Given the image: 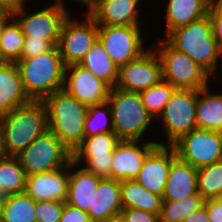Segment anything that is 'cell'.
Segmentation results:
<instances>
[{
	"label": "cell",
	"mask_w": 222,
	"mask_h": 222,
	"mask_svg": "<svg viewBox=\"0 0 222 222\" xmlns=\"http://www.w3.org/2000/svg\"><path fill=\"white\" fill-rule=\"evenodd\" d=\"M9 157L6 147L2 121L0 119V160Z\"/></svg>",
	"instance_id": "f6af8a7d"
},
{
	"label": "cell",
	"mask_w": 222,
	"mask_h": 222,
	"mask_svg": "<svg viewBox=\"0 0 222 222\" xmlns=\"http://www.w3.org/2000/svg\"><path fill=\"white\" fill-rule=\"evenodd\" d=\"M141 26H98V39L118 66L134 61L149 48Z\"/></svg>",
	"instance_id": "30bf717a"
},
{
	"label": "cell",
	"mask_w": 222,
	"mask_h": 222,
	"mask_svg": "<svg viewBox=\"0 0 222 222\" xmlns=\"http://www.w3.org/2000/svg\"><path fill=\"white\" fill-rule=\"evenodd\" d=\"M21 26L13 18L4 28L0 41V62H17L21 59L24 44Z\"/></svg>",
	"instance_id": "4dcf8cb0"
},
{
	"label": "cell",
	"mask_w": 222,
	"mask_h": 222,
	"mask_svg": "<svg viewBox=\"0 0 222 222\" xmlns=\"http://www.w3.org/2000/svg\"><path fill=\"white\" fill-rule=\"evenodd\" d=\"M100 180L81 165L71 161L69 163V181L65 203L87 212L89 206H92L94 192Z\"/></svg>",
	"instance_id": "d6986e66"
},
{
	"label": "cell",
	"mask_w": 222,
	"mask_h": 222,
	"mask_svg": "<svg viewBox=\"0 0 222 222\" xmlns=\"http://www.w3.org/2000/svg\"><path fill=\"white\" fill-rule=\"evenodd\" d=\"M107 102L110 105L114 133L121 140L143 141L155 121L145 108L141 96L119 88H112ZM152 125V126H151ZM148 131V132H147Z\"/></svg>",
	"instance_id": "5b68a950"
},
{
	"label": "cell",
	"mask_w": 222,
	"mask_h": 222,
	"mask_svg": "<svg viewBox=\"0 0 222 222\" xmlns=\"http://www.w3.org/2000/svg\"><path fill=\"white\" fill-rule=\"evenodd\" d=\"M83 19L72 14L64 21L57 48L65 66L79 64L98 40V25L87 13Z\"/></svg>",
	"instance_id": "8fae6325"
},
{
	"label": "cell",
	"mask_w": 222,
	"mask_h": 222,
	"mask_svg": "<svg viewBox=\"0 0 222 222\" xmlns=\"http://www.w3.org/2000/svg\"><path fill=\"white\" fill-rule=\"evenodd\" d=\"M55 1V2H54ZM50 5H41V9L28 12L25 3H20L14 9V19L21 26L24 37L36 40H47L57 46L64 21L71 14L68 8L56 0ZM47 6V7H46Z\"/></svg>",
	"instance_id": "ba28073f"
},
{
	"label": "cell",
	"mask_w": 222,
	"mask_h": 222,
	"mask_svg": "<svg viewBox=\"0 0 222 222\" xmlns=\"http://www.w3.org/2000/svg\"><path fill=\"white\" fill-rule=\"evenodd\" d=\"M162 63L163 80L176 89L200 90L213 78L191 57L173 48L164 38L151 45Z\"/></svg>",
	"instance_id": "8992f818"
},
{
	"label": "cell",
	"mask_w": 222,
	"mask_h": 222,
	"mask_svg": "<svg viewBox=\"0 0 222 222\" xmlns=\"http://www.w3.org/2000/svg\"><path fill=\"white\" fill-rule=\"evenodd\" d=\"M63 89L86 106L107 102L111 87L79 64L65 67Z\"/></svg>",
	"instance_id": "5bb4252c"
},
{
	"label": "cell",
	"mask_w": 222,
	"mask_h": 222,
	"mask_svg": "<svg viewBox=\"0 0 222 222\" xmlns=\"http://www.w3.org/2000/svg\"><path fill=\"white\" fill-rule=\"evenodd\" d=\"M18 4H20V3H26L25 1H27V0H15Z\"/></svg>",
	"instance_id": "f907efd6"
},
{
	"label": "cell",
	"mask_w": 222,
	"mask_h": 222,
	"mask_svg": "<svg viewBox=\"0 0 222 222\" xmlns=\"http://www.w3.org/2000/svg\"><path fill=\"white\" fill-rule=\"evenodd\" d=\"M210 222H222V197L204 200Z\"/></svg>",
	"instance_id": "60d3db41"
},
{
	"label": "cell",
	"mask_w": 222,
	"mask_h": 222,
	"mask_svg": "<svg viewBox=\"0 0 222 222\" xmlns=\"http://www.w3.org/2000/svg\"><path fill=\"white\" fill-rule=\"evenodd\" d=\"M113 153L101 156H72V161L82 165L88 171L100 179H109Z\"/></svg>",
	"instance_id": "e575fe53"
},
{
	"label": "cell",
	"mask_w": 222,
	"mask_h": 222,
	"mask_svg": "<svg viewBox=\"0 0 222 222\" xmlns=\"http://www.w3.org/2000/svg\"><path fill=\"white\" fill-rule=\"evenodd\" d=\"M197 191L204 200L222 197V160L197 169Z\"/></svg>",
	"instance_id": "f1b7e54d"
},
{
	"label": "cell",
	"mask_w": 222,
	"mask_h": 222,
	"mask_svg": "<svg viewBox=\"0 0 222 222\" xmlns=\"http://www.w3.org/2000/svg\"><path fill=\"white\" fill-rule=\"evenodd\" d=\"M162 38L176 50L191 57L213 77L212 80L220 76L217 73L218 68L222 70V53L213 36L209 15L172 30Z\"/></svg>",
	"instance_id": "6da1fadb"
},
{
	"label": "cell",
	"mask_w": 222,
	"mask_h": 222,
	"mask_svg": "<svg viewBox=\"0 0 222 222\" xmlns=\"http://www.w3.org/2000/svg\"><path fill=\"white\" fill-rule=\"evenodd\" d=\"M210 87L197 90L196 126L222 132V90L213 92Z\"/></svg>",
	"instance_id": "cb8c5ba5"
},
{
	"label": "cell",
	"mask_w": 222,
	"mask_h": 222,
	"mask_svg": "<svg viewBox=\"0 0 222 222\" xmlns=\"http://www.w3.org/2000/svg\"><path fill=\"white\" fill-rule=\"evenodd\" d=\"M59 222H92L86 211L64 203Z\"/></svg>",
	"instance_id": "ab89813d"
},
{
	"label": "cell",
	"mask_w": 222,
	"mask_h": 222,
	"mask_svg": "<svg viewBox=\"0 0 222 222\" xmlns=\"http://www.w3.org/2000/svg\"><path fill=\"white\" fill-rule=\"evenodd\" d=\"M69 181V164L49 172L27 175L24 192L35 202H66Z\"/></svg>",
	"instance_id": "e0dca14e"
},
{
	"label": "cell",
	"mask_w": 222,
	"mask_h": 222,
	"mask_svg": "<svg viewBox=\"0 0 222 222\" xmlns=\"http://www.w3.org/2000/svg\"><path fill=\"white\" fill-rule=\"evenodd\" d=\"M43 103L47 111L49 130L73 153L85 136L84 123L88 106L64 89L50 94Z\"/></svg>",
	"instance_id": "3957f363"
},
{
	"label": "cell",
	"mask_w": 222,
	"mask_h": 222,
	"mask_svg": "<svg viewBox=\"0 0 222 222\" xmlns=\"http://www.w3.org/2000/svg\"><path fill=\"white\" fill-rule=\"evenodd\" d=\"M79 65L92 72L111 88L116 86L119 67L109 57L99 39L93 44Z\"/></svg>",
	"instance_id": "d4e9b609"
},
{
	"label": "cell",
	"mask_w": 222,
	"mask_h": 222,
	"mask_svg": "<svg viewBox=\"0 0 222 222\" xmlns=\"http://www.w3.org/2000/svg\"><path fill=\"white\" fill-rule=\"evenodd\" d=\"M197 192V169L176 157L171 163L162 199L175 201Z\"/></svg>",
	"instance_id": "603a6c76"
},
{
	"label": "cell",
	"mask_w": 222,
	"mask_h": 222,
	"mask_svg": "<svg viewBox=\"0 0 222 222\" xmlns=\"http://www.w3.org/2000/svg\"><path fill=\"white\" fill-rule=\"evenodd\" d=\"M15 157L26 175H33L67 166L72 161V152L53 132L47 130Z\"/></svg>",
	"instance_id": "9c48e42d"
},
{
	"label": "cell",
	"mask_w": 222,
	"mask_h": 222,
	"mask_svg": "<svg viewBox=\"0 0 222 222\" xmlns=\"http://www.w3.org/2000/svg\"><path fill=\"white\" fill-rule=\"evenodd\" d=\"M121 139L114 132L84 136L72 156H101L113 153Z\"/></svg>",
	"instance_id": "1f68e13d"
},
{
	"label": "cell",
	"mask_w": 222,
	"mask_h": 222,
	"mask_svg": "<svg viewBox=\"0 0 222 222\" xmlns=\"http://www.w3.org/2000/svg\"><path fill=\"white\" fill-rule=\"evenodd\" d=\"M175 89L170 83L162 80L139 93L145 108L153 119L156 120L160 116Z\"/></svg>",
	"instance_id": "d6a6232c"
},
{
	"label": "cell",
	"mask_w": 222,
	"mask_h": 222,
	"mask_svg": "<svg viewBox=\"0 0 222 222\" xmlns=\"http://www.w3.org/2000/svg\"><path fill=\"white\" fill-rule=\"evenodd\" d=\"M26 177L15 156L0 160V186L7 195L24 192Z\"/></svg>",
	"instance_id": "f546056e"
},
{
	"label": "cell",
	"mask_w": 222,
	"mask_h": 222,
	"mask_svg": "<svg viewBox=\"0 0 222 222\" xmlns=\"http://www.w3.org/2000/svg\"><path fill=\"white\" fill-rule=\"evenodd\" d=\"M31 100L26 95L15 62H0V116Z\"/></svg>",
	"instance_id": "ffe728a7"
},
{
	"label": "cell",
	"mask_w": 222,
	"mask_h": 222,
	"mask_svg": "<svg viewBox=\"0 0 222 222\" xmlns=\"http://www.w3.org/2000/svg\"><path fill=\"white\" fill-rule=\"evenodd\" d=\"M149 46L139 58L119 67L116 88L140 93L163 80L161 60L151 44Z\"/></svg>",
	"instance_id": "4fadbf2b"
},
{
	"label": "cell",
	"mask_w": 222,
	"mask_h": 222,
	"mask_svg": "<svg viewBox=\"0 0 222 222\" xmlns=\"http://www.w3.org/2000/svg\"><path fill=\"white\" fill-rule=\"evenodd\" d=\"M84 131L85 136L114 132L112 112L108 102L88 107Z\"/></svg>",
	"instance_id": "836d02e7"
},
{
	"label": "cell",
	"mask_w": 222,
	"mask_h": 222,
	"mask_svg": "<svg viewBox=\"0 0 222 222\" xmlns=\"http://www.w3.org/2000/svg\"><path fill=\"white\" fill-rule=\"evenodd\" d=\"M104 222H126V221H125L123 215L120 213V214L109 217Z\"/></svg>",
	"instance_id": "7dc6e473"
},
{
	"label": "cell",
	"mask_w": 222,
	"mask_h": 222,
	"mask_svg": "<svg viewBox=\"0 0 222 222\" xmlns=\"http://www.w3.org/2000/svg\"><path fill=\"white\" fill-rule=\"evenodd\" d=\"M26 95L32 101H43L63 89L65 64L57 46L38 56L16 62Z\"/></svg>",
	"instance_id": "7a4b0ae2"
},
{
	"label": "cell",
	"mask_w": 222,
	"mask_h": 222,
	"mask_svg": "<svg viewBox=\"0 0 222 222\" xmlns=\"http://www.w3.org/2000/svg\"><path fill=\"white\" fill-rule=\"evenodd\" d=\"M5 147L9 156H16L48 127L47 111L43 101H30L1 116Z\"/></svg>",
	"instance_id": "277c9868"
},
{
	"label": "cell",
	"mask_w": 222,
	"mask_h": 222,
	"mask_svg": "<svg viewBox=\"0 0 222 222\" xmlns=\"http://www.w3.org/2000/svg\"><path fill=\"white\" fill-rule=\"evenodd\" d=\"M58 3H60L61 5H63L65 8H67V1L69 0H56ZM73 3H77V4H81V7L83 6V9L85 7L87 11H85L87 14L90 13V11L98 4L99 0H70ZM85 6V7H84Z\"/></svg>",
	"instance_id": "ee69618b"
},
{
	"label": "cell",
	"mask_w": 222,
	"mask_h": 222,
	"mask_svg": "<svg viewBox=\"0 0 222 222\" xmlns=\"http://www.w3.org/2000/svg\"><path fill=\"white\" fill-rule=\"evenodd\" d=\"M94 194L92 206L87 211L92 222H104L121 213L123 207L119 180L101 179Z\"/></svg>",
	"instance_id": "44dd1931"
},
{
	"label": "cell",
	"mask_w": 222,
	"mask_h": 222,
	"mask_svg": "<svg viewBox=\"0 0 222 222\" xmlns=\"http://www.w3.org/2000/svg\"><path fill=\"white\" fill-rule=\"evenodd\" d=\"M14 18V10L0 7V41L4 28Z\"/></svg>",
	"instance_id": "7bdbcfd3"
},
{
	"label": "cell",
	"mask_w": 222,
	"mask_h": 222,
	"mask_svg": "<svg viewBox=\"0 0 222 222\" xmlns=\"http://www.w3.org/2000/svg\"><path fill=\"white\" fill-rule=\"evenodd\" d=\"M0 222H37L35 201L25 192L8 195Z\"/></svg>",
	"instance_id": "4316f807"
},
{
	"label": "cell",
	"mask_w": 222,
	"mask_h": 222,
	"mask_svg": "<svg viewBox=\"0 0 222 222\" xmlns=\"http://www.w3.org/2000/svg\"><path fill=\"white\" fill-rule=\"evenodd\" d=\"M65 202L37 201L35 202V214L37 222H59Z\"/></svg>",
	"instance_id": "d590c367"
},
{
	"label": "cell",
	"mask_w": 222,
	"mask_h": 222,
	"mask_svg": "<svg viewBox=\"0 0 222 222\" xmlns=\"http://www.w3.org/2000/svg\"><path fill=\"white\" fill-rule=\"evenodd\" d=\"M120 186L123 208H135L160 214L162 196L148 191L135 180L120 181Z\"/></svg>",
	"instance_id": "484cf974"
},
{
	"label": "cell",
	"mask_w": 222,
	"mask_h": 222,
	"mask_svg": "<svg viewBox=\"0 0 222 222\" xmlns=\"http://www.w3.org/2000/svg\"><path fill=\"white\" fill-rule=\"evenodd\" d=\"M54 46L47 40H36L25 37L21 59L32 58L50 51Z\"/></svg>",
	"instance_id": "74e56055"
},
{
	"label": "cell",
	"mask_w": 222,
	"mask_h": 222,
	"mask_svg": "<svg viewBox=\"0 0 222 222\" xmlns=\"http://www.w3.org/2000/svg\"><path fill=\"white\" fill-rule=\"evenodd\" d=\"M142 1L144 0H99L89 15L98 26H141L143 19L141 21L139 17L145 12L140 7Z\"/></svg>",
	"instance_id": "ac0fdd59"
},
{
	"label": "cell",
	"mask_w": 222,
	"mask_h": 222,
	"mask_svg": "<svg viewBox=\"0 0 222 222\" xmlns=\"http://www.w3.org/2000/svg\"><path fill=\"white\" fill-rule=\"evenodd\" d=\"M196 102L197 90L175 89L170 99L165 104L160 116L155 123L162 125L165 134L162 142L156 141L158 145L172 146L181 137L188 134L196 126ZM160 120V121H159Z\"/></svg>",
	"instance_id": "52a82bcc"
},
{
	"label": "cell",
	"mask_w": 222,
	"mask_h": 222,
	"mask_svg": "<svg viewBox=\"0 0 222 222\" xmlns=\"http://www.w3.org/2000/svg\"><path fill=\"white\" fill-rule=\"evenodd\" d=\"M204 204V199L197 192L180 200H162L159 214L160 222H182L190 213Z\"/></svg>",
	"instance_id": "83f0119b"
},
{
	"label": "cell",
	"mask_w": 222,
	"mask_h": 222,
	"mask_svg": "<svg viewBox=\"0 0 222 222\" xmlns=\"http://www.w3.org/2000/svg\"><path fill=\"white\" fill-rule=\"evenodd\" d=\"M182 222H210L206 207L203 205L190 213Z\"/></svg>",
	"instance_id": "b9f144b4"
},
{
	"label": "cell",
	"mask_w": 222,
	"mask_h": 222,
	"mask_svg": "<svg viewBox=\"0 0 222 222\" xmlns=\"http://www.w3.org/2000/svg\"><path fill=\"white\" fill-rule=\"evenodd\" d=\"M126 222H160L159 215L135 208H123L121 211Z\"/></svg>",
	"instance_id": "f35d334b"
},
{
	"label": "cell",
	"mask_w": 222,
	"mask_h": 222,
	"mask_svg": "<svg viewBox=\"0 0 222 222\" xmlns=\"http://www.w3.org/2000/svg\"><path fill=\"white\" fill-rule=\"evenodd\" d=\"M212 1L213 0H166L165 4L162 3L164 8H166L164 9L166 16L164 15L163 17L166 28L165 31H163V36L166 37L172 30L207 16Z\"/></svg>",
	"instance_id": "7402d4cb"
},
{
	"label": "cell",
	"mask_w": 222,
	"mask_h": 222,
	"mask_svg": "<svg viewBox=\"0 0 222 222\" xmlns=\"http://www.w3.org/2000/svg\"><path fill=\"white\" fill-rule=\"evenodd\" d=\"M176 157L172 146L157 144L146 155L141 170L134 180L148 191L163 196L169 169Z\"/></svg>",
	"instance_id": "2e32d148"
},
{
	"label": "cell",
	"mask_w": 222,
	"mask_h": 222,
	"mask_svg": "<svg viewBox=\"0 0 222 222\" xmlns=\"http://www.w3.org/2000/svg\"><path fill=\"white\" fill-rule=\"evenodd\" d=\"M8 195L4 192L3 188L0 186V199L5 200Z\"/></svg>",
	"instance_id": "c3c4849f"
},
{
	"label": "cell",
	"mask_w": 222,
	"mask_h": 222,
	"mask_svg": "<svg viewBox=\"0 0 222 222\" xmlns=\"http://www.w3.org/2000/svg\"><path fill=\"white\" fill-rule=\"evenodd\" d=\"M156 140H121L113 151L110 178L134 180L141 170L146 155L156 146Z\"/></svg>",
	"instance_id": "9a60e30c"
},
{
	"label": "cell",
	"mask_w": 222,
	"mask_h": 222,
	"mask_svg": "<svg viewBox=\"0 0 222 222\" xmlns=\"http://www.w3.org/2000/svg\"><path fill=\"white\" fill-rule=\"evenodd\" d=\"M4 201H5V200L0 199V220H1V218H2Z\"/></svg>",
	"instance_id": "681fc988"
},
{
	"label": "cell",
	"mask_w": 222,
	"mask_h": 222,
	"mask_svg": "<svg viewBox=\"0 0 222 222\" xmlns=\"http://www.w3.org/2000/svg\"><path fill=\"white\" fill-rule=\"evenodd\" d=\"M212 33L222 53V0H213L209 8Z\"/></svg>",
	"instance_id": "8d00e7d4"
},
{
	"label": "cell",
	"mask_w": 222,
	"mask_h": 222,
	"mask_svg": "<svg viewBox=\"0 0 222 222\" xmlns=\"http://www.w3.org/2000/svg\"><path fill=\"white\" fill-rule=\"evenodd\" d=\"M18 6V3L15 0H0V7L15 9Z\"/></svg>",
	"instance_id": "bcb514c9"
},
{
	"label": "cell",
	"mask_w": 222,
	"mask_h": 222,
	"mask_svg": "<svg viewBox=\"0 0 222 222\" xmlns=\"http://www.w3.org/2000/svg\"><path fill=\"white\" fill-rule=\"evenodd\" d=\"M172 147L180 160L199 169L222 160V132L195 128Z\"/></svg>",
	"instance_id": "7c38bea8"
}]
</instances>
